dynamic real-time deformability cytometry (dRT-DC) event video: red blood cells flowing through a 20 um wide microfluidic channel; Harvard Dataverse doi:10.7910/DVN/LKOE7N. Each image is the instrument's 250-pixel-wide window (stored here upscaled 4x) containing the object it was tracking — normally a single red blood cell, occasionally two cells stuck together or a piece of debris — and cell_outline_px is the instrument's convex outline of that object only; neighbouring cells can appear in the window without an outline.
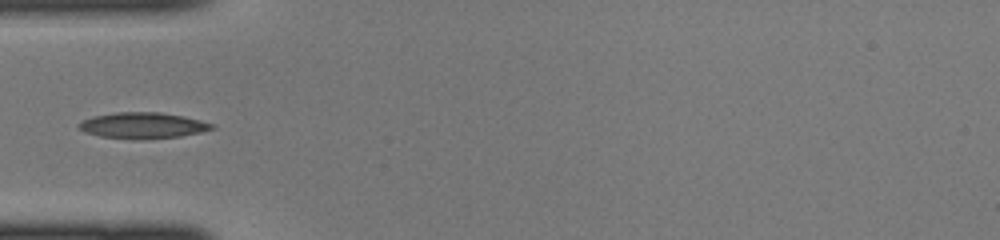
{"species": "common noctule bat (a hibernating species)", "species_latin": "Nyctalus noctula", "temperature_condition": "cold", "stored_images_in_passage": 31, "camera_frame_rate_fps": 3000, "um_per_image_px": 0.085, "animal": {"sex": "female", "body_mass_g": 22.0, "forearm_length_mm": 56.7}, "frame": {"image": 1, "passage_image": 1, "time_ms": 0.0, "image_size_px": [1000, 240], "cell_outline_px": [[216, 128], [200, 132], [180, 136], [136, 140], [132, 140], [100, 136], [84, 132], [76, 124], [84, 120], [96, 116], [116, 112], [160, 112], [184, 116], [216, 124]], "centroid_in_image_um": [12.17, 10.67], "position_along_channel_um": 72.8, "area_um2": 20.23}}
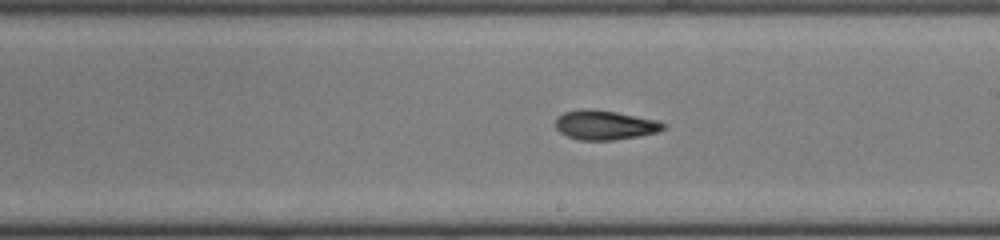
{"frame": {"image": 2, "passage_image": 12, "time_ms": 3.667, "image_size_px": [1000, 240], "cell_outline_px": [[668, 124], [664, 128], [656, 132], [640, 136], [612, 140], [580, 140], [568, 136], [560, 132], [556, 128], [556, 116], [564, 112], [580, 108], [588, 108], [616, 112], [656, 120]], "centroid_in_image_um": [51.39, 10.62], "position_along_channel_um": 237.6, "area_um2": 18.5}}
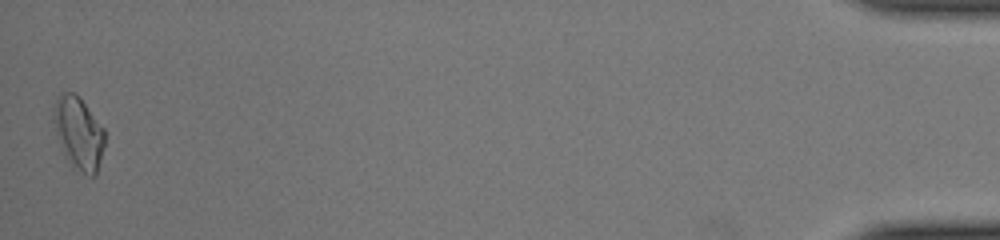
{"frame": {"image": 3, "passage_image": 31, "time_ms": 10.0, "image_size_px": [1000, 240], "cell_outline_px": [[104, 144], [96, 176], [88, 176], [68, 160], [56, 132], [52, 108], [60, 92], [72, 92], [80, 96], [104, 128]], "centroid_in_image_um": [6.7, 11.25], "position_along_channel_um": 428.5, "area_um2": 21.21}}